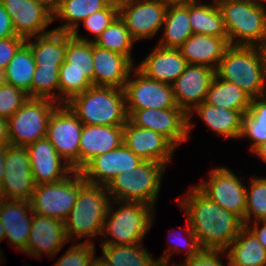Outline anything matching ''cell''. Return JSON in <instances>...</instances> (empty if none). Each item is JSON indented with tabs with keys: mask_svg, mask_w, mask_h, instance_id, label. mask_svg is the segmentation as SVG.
<instances>
[{
	"mask_svg": "<svg viewBox=\"0 0 266 266\" xmlns=\"http://www.w3.org/2000/svg\"><path fill=\"white\" fill-rule=\"evenodd\" d=\"M113 206L119 207L114 210ZM154 208L141 202L111 200L101 234L104 239L100 240V245L141 244L153 225Z\"/></svg>",
	"mask_w": 266,
	"mask_h": 266,
	"instance_id": "cell-2",
	"label": "cell"
},
{
	"mask_svg": "<svg viewBox=\"0 0 266 266\" xmlns=\"http://www.w3.org/2000/svg\"><path fill=\"white\" fill-rule=\"evenodd\" d=\"M227 255L225 250L201 249L195 256L184 260L178 266H228L222 261V256Z\"/></svg>",
	"mask_w": 266,
	"mask_h": 266,
	"instance_id": "cell-46",
	"label": "cell"
},
{
	"mask_svg": "<svg viewBox=\"0 0 266 266\" xmlns=\"http://www.w3.org/2000/svg\"><path fill=\"white\" fill-rule=\"evenodd\" d=\"M5 240V229L4 225L0 221V242Z\"/></svg>",
	"mask_w": 266,
	"mask_h": 266,
	"instance_id": "cell-59",
	"label": "cell"
},
{
	"mask_svg": "<svg viewBox=\"0 0 266 266\" xmlns=\"http://www.w3.org/2000/svg\"><path fill=\"white\" fill-rule=\"evenodd\" d=\"M102 257L111 266H159L158 259L152 258L142 244L101 245Z\"/></svg>",
	"mask_w": 266,
	"mask_h": 266,
	"instance_id": "cell-36",
	"label": "cell"
},
{
	"mask_svg": "<svg viewBox=\"0 0 266 266\" xmlns=\"http://www.w3.org/2000/svg\"><path fill=\"white\" fill-rule=\"evenodd\" d=\"M162 2H165L167 4H184L186 2H189L191 0H160Z\"/></svg>",
	"mask_w": 266,
	"mask_h": 266,
	"instance_id": "cell-58",
	"label": "cell"
},
{
	"mask_svg": "<svg viewBox=\"0 0 266 266\" xmlns=\"http://www.w3.org/2000/svg\"><path fill=\"white\" fill-rule=\"evenodd\" d=\"M246 188L245 224L266 220V176L250 178Z\"/></svg>",
	"mask_w": 266,
	"mask_h": 266,
	"instance_id": "cell-39",
	"label": "cell"
},
{
	"mask_svg": "<svg viewBox=\"0 0 266 266\" xmlns=\"http://www.w3.org/2000/svg\"><path fill=\"white\" fill-rule=\"evenodd\" d=\"M68 241L64 221L33 213L31 231L24 253L40 259L44 252L50 259L55 258Z\"/></svg>",
	"mask_w": 266,
	"mask_h": 266,
	"instance_id": "cell-19",
	"label": "cell"
},
{
	"mask_svg": "<svg viewBox=\"0 0 266 266\" xmlns=\"http://www.w3.org/2000/svg\"><path fill=\"white\" fill-rule=\"evenodd\" d=\"M261 223L262 227L259 226L261 225ZM244 225L247 226L254 233L259 242L266 249V220L255 221L252 223V225L250 224H244Z\"/></svg>",
	"mask_w": 266,
	"mask_h": 266,
	"instance_id": "cell-50",
	"label": "cell"
},
{
	"mask_svg": "<svg viewBox=\"0 0 266 266\" xmlns=\"http://www.w3.org/2000/svg\"><path fill=\"white\" fill-rule=\"evenodd\" d=\"M83 123L66 104H59L52 112L46 137L56 152L75 171H79V143Z\"/></svg>",
	"mask_w": 266,
	"mask_h": 266,
	"instance_id": "cell-11",
	"label": "cell"
},
{
	"mask_svg": "<svg viewBox=\"0 0 266 266\" xmlns=\"http://www.w3.org/2000/svg\"><path fill=\"white\" fill-rule=\"evenodd\" d=\"M1 256H2V250L0 249V264H1V262H2V258H1Z\"/></svg>",
	"mask_w": 266,
	"mask_h": 266,
	"instance_id": "cell-61",
	"label": "cell"
},
{
	"mask_svg": "<svg viewBox=\"0 0 266 266\" xmlns=\"http://www.w3.org/2000/svg\"><path fill=\"white\" fill-rule=\"evenodd\" d=\"M94 86L124 89L135 64L126 56L93 42Z\"/></svg>",
	"mask_w": 266,
	"mask_h": 266,
	"instance_id": "cell-23",
	"label": "cell"
},
{
	"mask_svg": "<svg viewBox=\"0 0 266 266\" xmlns=\"http://www.w3.org/2000/svg\"><path fill=\"white\" fill-rule=\"evenodd\" d=\"M215 76L236 84L251 98L266 95L263 55L257 46H232L224 52Z\"/></svg>",
	"mask_w": 266,
	"mask_h": 266,
	"instance_id": "cell-6",
	"label": "cell"
},
{
	"mask_svg": "<svg viewBox=\"0 0 266 266\" xmlns=\"http://www.w3.org/2000/svg\"><path fill=\"white\" fill-rule=\"evenodd\" d=\"M10 15L16 35L27 40L50 33L53 10L39 0H0Z\"/></svg>",
	"mask_w": 266,
	"mask_h": 266,
	"instance_id": "cell-15",
	"label": "cell"
},
{
	"mask_svg": "<svg viewBox=\"0 0 266 266\" xmlns=\"http://www.w3.org/2000/svg\"><path fill=\"white\" fill-rule=\"evenodd\" d=\"M259 49L263 55V63H264L265 74H266V42L260 45Z\"/></svg>",
	"mask_w": 266,
	"mask_h": 266,
	"instance_id": "cell-56",
	"label": "cell"
},
{
	"mask_svg": "<svg viewBox=\"0 0 266 266\" xmlns=\"http://www.w3.org/2000/svg\"><path fill=\"white\" fill-rule=\"evenodd\" d=\"M123 144V126L83 124L79 143V171L92 159Z\"/></svg>",
	"mask_w": 266,
	"mask_h": 266,
	"instance_id": "cell-24",
	"label": "cell"
},
{
	"mask_svg": "<svg viewBox=\"0 0 266 266\" xmlns=\"http://www.w3.org/2000/svg\"><path fill=\"white\" fill-rule=\"evenodd\" d=\"M228 43L257 46L266 42V5L261 0H216Z\"/></svg>",
	"mask_w": 266,
	"mask_h": 266,
	"instance_id": "cell-4",
	"label": "cell"
},
{
	"mask_svg": "<svg viewBox=\"0 0 266 266\" xmlns=\"http://www.w3.org/2000/svg\"><path fill=\"white\" fill-rule=\"evenodd\" d=\"M32 215L30 201L0 198V221L4 225L5 239L23 254L31 231Z\"/></svg>",
	"mask_w": 266,
	"mask_h": 266,
	"instance_id": "cell-22",
	"label": "cell"
},
{
	"mask_svg": "<svg viewBox=\"0 0 266 266\" xmlns=\"http://www.w3.org/2000/svg\"><path fill=\"white\" fill-rule=\"evenodd\" d=\"M229 46L228 38L193 34L178 49L188 64L216 69Z\"/></svg>",
	"mask_w": 266,
	"mask_h": 266,
	"instance_id": "cell-27",
	"label": "cell"
},
{
	"mask_svg": "<svg viewBox=\"0 0 266 266\" xmlns=\"http://www.w3.org/2000/svg\"><path fill=\"white\" fill-rule=\"evenodd\" d=\"M59 71L83 73L94 86L93 42L76 39L67 32L65 61Z\"/></svg>",
	"mask_w": 266,
	"mask_h": 266,
	"instance_id": "cell-35",
	"label": "cell"
},
{
	"mask_svg": "<svg viewBox=\"0 0 266 266\" xmlns=\"http://www.w3.org/2000/svg\"><path fill=\"white\" fill-rule=\"evenodd\" d=\"M93 243L81 242L72 244L53 266H91L96 248Z\"/></svg>",
	"mask_w": 266,
	"mask_h": 266,
	"instance_id": "cell-43",
	"label": "cell"
},
{
	"mask_svg": "<svg viewBox=\"0 0 266 266\" xmlns=\"http://www.w3.org/2000/svg\"><path fill=\"white\" fill-rule=\"evenodd\" d=\"M162 28L163 36L156 45L163 48L178 49L193 35L189 19V2L168 4Z\"/></svg>",
	"mask_w": 266,
	"mask_h": 266,
	"instance_id": "cell-29",
	"label": "cell"
},
{
	"mask_svg": "<svg viewBox=\"0 0 266 266\" xmlns=\"http://www.w3.org/2000/svg\"><path fill=\"white\" fill-rule=\"evenodd\" d=\"M66 105L83 124L123 126L128 120L122 88L91 86L72 97Z\"/></svg>",
	"mask_w": 266,
	"mask_h": 266,
	"instance_id": "cell-3",
	"label": "cell"
},
{
	"mask_svg": "<svg viewBox=\"0 0 266 266\" xmlns=\"http://www.w3.org/2000/svg\"><path fill=\"white\" fill-rule=\"evenodd\" d=\"M143 160L124 144L92 159L81 173L86 182L98 185L107 184L118 174L137 167Z\"/></svg>",
	"mask_w": 266,
	"mask_h": 266,
	"instance_id": "cell-21",
	"label": "cell"
},
{
	"mask_svg": "<svg viewBox=\"0 0 266 266\" xmlns=\"http://www.w3.org/2000/svg\"><path fill=\"white\" fill-rule=\"evenodd\" d=\"M36 66L31 83V98L50 99L59 104V68Z\"/></svg>",
	"mask_w": 266,
	"mask_h": 266,
	"instance_id": "cell-38",
	"label": "cell"
},
{
	"mask_svg": "<svg viewBox=\"0 0 266 266\" xmlns=\"http://www.w3.org/2000/svg\"><path fill=\"white\" fill-rule=\"evenodd\" d=\"M244 137L251 140L250 151L252 152L258 145L266 141V123L255 121L247 113H244L239 140Z\"/></svg>",
	"mask_w": 266,
	"mask_h": 266,
	"instance_id": "cell-45",
	"label": "cell"
},
{
	"mask_svg": "<svg viewBox=\"0 0 266 266\" xmlns=\"http://www.w3.org/2000/svg\"><path fill=\"white\" fill-rule=\"evenodd\" d=\"M252 153L266 163V141L258 145Z\"/></svg>",
	"mask_w": 266,
	"mask_h": 266,
	"instance_id": "cell-53",
	"label": "cell"
},
{
	"mask_svg": "<svg viewBox=\"0 0 266 266\" xmlns=\"http://www.w3.org/2000/svg\"><path fill=\"white\" fill-rule=\"evenodd\" d=\"M110 202L107 186L84 181L80 185L76 202L64 221L68 239L74 242L87 237L84 242L93 243V237H100Z\"/></svg>",
	"mask_w": 266,
	"mask_h": 266,
	"instance_id": "cell-5",
	"label": "cell"
},
{
	"mask_svg": "<svg viewBox=\"0 0 266 266\" xmlns=\"http://www.w3.org/2000/svg\"><path fill=\"white\" fill-rule=\"evenodd\" d=\"M0 145H10L8 136V120L0 117Z\"/></svg>",
	"mask_w": 266,
	"mask_h": 266,
	"instance_id": "cell-51",
	"label": "cell"
},
{
	"mask_svg": "<svg viewBox=\"0 0 266 266\" xmlns=\"http://www.w3.org/2000/svg\"><path fill=\"white\" fill-rule=\"evenodd\" d=\"M159 266H178L177 264H165V263H160Z\"/></svg>",
	"mask_w": 266,
	"mask_h": 266,
	"instance_id": "cell-60",
	"label": "cell"
},
{
	"mask_svg": "<svg viewBox=\"0 0 266 266\" xmlns=\"http://www.w3.org/2000/svg\"><path fill=\"white\" fill-rule=\"evenodd\" d=\"M188 224L186 225V227L183 228L184 232H186L187 236H180L183 238H179V234H176L175 237L173 236V238H171L172 236H169L168 239V244L169 246L165 249L164 253L161 255L160 258H158L159 263H165V264H170L171 262V257L173 256V254L175 252H186L185 254V259L190 258L195 256L200 250V246L198 245V242L196 240V236L193 233L192 229H191V225L189 224V221L187 220ZM174 232L175 229H173ZM172 234H174L172 232ZM181 235H182V231H181ZM178 238V239H177Z\"/></svg>",
	"mask_w": 266,
	"mask_h": 266,
	"instance_id": "cell-40",
	"label": "cell"
},
{
	"mask_svg": "<svg viewBox=\"0 0 266 266\" xmlns=\"http://www.w3.org/2000/svg\"><path fill=\"white\" fill-rule=\"evenodd\" d=\"M94 43L102 48L122 54L128 57L132 62V47L136 41L131 37L130 32L125 27L123 20L119 15L112 23L101 33Z\"/></svg>",
	"mask_w": 266,
	"mask_h": 266,
	"instance_id": "cell-37",
	"label": "cell"
},
{
	"mask_svg": "<svg viewBox=\"0 0 266 266\" xmlns=\"http://www.w3.org/2000/svg\"><path fill=\"white\" fill-rule=\"evenodd\" d=\"M2 82H3V81H2V78H1V75H0V85H1Z\"/></svg>",
	"mask_w": 266,
	"mask_h": 266,
	"instance_id": "cell-62",
	"label": "cell"
},
{
	"mask_svg": "<svg viewBox=\"0 0 266 266\" xmlns=\"http://www.w3.org/2000/svg\"><path fill=\"white\" fill-rule=\"evenodd\" d=\"M35 69L32 51L24 43L1 74V78L5 83L25 91L31 98V83Z\"/></svg>",
	"mask_w": 266,
	"mask_h": 266,
	"instance_id": "cell-33",
	"label": "cell"
},
{
	"mask_svg": "<svg viewBox=\"0 0 266 266\" xmlns=\"http://www.w3.org/2000/svg\"><path fill=\"white\" fill-rule=\"evenodd\" d=\"M91 266H111L104 257H94Z\"/></svg>",
	"mask_w": 266,
	"mask_h": 266,
	"instance_id": "cell-55",
	"label": "cell"
},
{
	"mask_svg": "<svg viewBox=\"0 0 266 266\" xmlns=\"http://www.w3.org/2000/svg\"><path fill=\"white\" fill-rule=\"evenodd\" d=\"M25 41L19 36L0 39V75Z\"/></svg>",
	"mask_w": 266,
	"mask_h": 266,
	"instance_id": "cell-47",
	"label": "cell"
},
{
	"mask_svg": "<svg viewBox=\"0 0 266 266\" xmlns=\"http://www.w3.org/2000/svg\"><path fill=\"white\" fill-rule=\"evenodd\" d=\"M209 175V180H201L196 186L213 202L240 217L245 224V177L239 178L225 166L211 169Z\"/></svg>",
	"mask_w": 266,
	"mask_h": 266,
	"instance_id": "cell-10",
	"label": "cell"
},
{
	"mask_svg": "<svg viewBox=\"0 0 266 266\" xmlns=\"http://www.w3.org/2000/svg\"><path fill=\"white\" fill-rule=\"evenodd\" d=\"M7 149H8V145H0V198H1L3 175L5 172L4 164H5V157H6Z\"/></svg>",
	"mask_w": 266,
	"mask_h": 266,
	"instance_id": "cell-52",
	"label": "cell"
},
{
	"mask_svg": "<svg viewBox=\"0 0 266 266\" xmlns=\"http://www.w3.org/2000/svg\"><path fill=\"white\" fill-rule=\"evenodd\" d=\"M176 201L201 249L226 251L245 226L240 217L213 202L196 185Z\"/></svg>",
	"mask_w": 266,
	"mask_h": 266,
	"instance_id": "cell-1",
	"label": "cell"
},
{
	"mask_svg": "<svg viewBox=\"0 0 266 266\" xmlns=\"http://www.w3.org/2000/svg\"><path fill=\"white\" fill-rule=\"evenodd\" d=\"M128 120L164 136L176 149L188 136V114L176 106L167 109H126Z\"/></svg>",
	"mask_w": 266,
	"mask_h": 266,
	"instance_id": "cell-12",
	"label": "cell"
},
{
	"mask_svg": "<svg viewBox=\"0 0 266 266\" xmlns=\"http://www.w3.org/2000/svg\"><path fill=\"white\" fill-rule=\"evenodd\" d=\"M246 113L255 121L266 123V95L252 98Z\"/></svg>",
	"mask_w": 266,
	"mask_h": 266,
	"instance_id": "cell-48",
	"label": "cell"
},
{
	"mask_svg": "<svg viewBox=\"0 0 266 266\" xmlns=\"http://www.w3.org/2000/svg\"><path fill=\"white\" fill-rule=\"evenodd\" d=\"M4 169L1 198L30 201L35 182L27 148L8 145Z\"/></svg>",
	"mask_w": 266,
	"mask_h": 266,
	"instance_id": "cell-14",
	"label": "cell"
},
{
	"mask_svg": "<svg viewBox=\"0 0 266 266\" xmlns=\"http://www.w3.org/2000/svg\"><path fill=\"white\" fill-rule=\"evenodd\" d=\"M189 1V19L193 34H204L218 38H228L222 13L216 0L209 3Z\"/></svg>",
	"mask_w": 266,
	"mask_h": 266,
	"instance_id": "cell-31",
	"label": "cell"
},
{
	"mask_svg": "<svg viewBox=\"0 0 266 266\" xmlns=\"http://www.w3.org/2000/svg\"><path fill=\"white\" fill-rule=\"evenodd\" d=\"M108 6L105 0H59L53 10V20L64 21L56 31L72 33L86 17Z\"/></svg>",
	"mask_w": 266,
	"mask_h": 266,
	"instance_id": "cell-32",
	"label": "cell"
},
{
	"mask_svg": "<svg viewBox=\"0 0 266 266\" xmlns=\"http://www.w3.org/2000/svg\"><path fill=\"white\" fill-rule=\"evenodd\" d=\"M226 252L228 266H266V249L247 226L241 229Z\"/></svg>",
	"mask_w": 266,
	"mask_h": 266,
	"instance_id": "cell-28",
	"label": "cell"
},
{
	"mask_svg": "<svg viewBox=\"0 0 266 266\" xmlns=\"http://www.w3.org/2000/svg\"><path fill=\"white\" fill-rule=\"evenodd\" d=\"M251 99L236 84L221 80L215 76L208 88L205 102L216 107L239 110L244 114L249 108Z\"/></svg>",
	"mask_w": 266,
	"mask_h": 266,
	"instance_id": "cell-34",
	"label": "cell"
},
{
	"mask_svg": "<svg viewBox=\"0 0 266 266\" xmlns=\"http://www.w3.org/2000/svg\"><path fill=\"white\" fill-rule=\"evenodd\" d=\"M84 181L81 171L74 170L60 181L35 185L30 199L33 213L65 221Z\"/></svg>",
	"mask_w": 266,
	"mask_h": 266,
	"instance_id": "cell-8",
	"label": "cell"
},
{
	"mask_svg": "<svg viewBox=\"0 0 266 266\" xmlns=\"http://www.w3.org/2000/svg\"><path fill=\"white\" fill-rule=\"evenodd\" d=\"M48 5L52 10L57 6L59 0H39Z\"/></svg>",
	"mask_w": 266,
	"mask_h": 266,
	"instance_id": "cell-57",
	"label": "cell"
},
{
	"mask_svg": "<svg viewBox=\"0 0 266 266\" xmlns=\"http://www.w3.org/2000/svg\"><path fill=\"white\" fill-rule=\"evenodd\" d=\"M196 115L212 132L225 139H239L241 133L242 116L239 110L226 109L207 104L205 101L197 105L188 113V136L196 126L192 122V116Z\"/></svg>",
	"mask_w": 266,
	"mask_h": 266,
	"instance_id": "cell-26",
	"label": "cell"
},
{
	"mask_svg": "<svg viewBox=\"0 0 266 266\" xmlns=\"http://www.w3.org/2000/svg\"><path fill=\"white\" fill-rule=\"evenodd\" d=\"M215 77V69L188 64L173 82L172 89L178 107L187 114L206 99L208 88Z\"/></svg>",
	"mask_w": 266,
	"mask_h": 266,
	"instance_id": "cell-18",
	"label": "cell"
},
{
	"mask_svg": "<svg viewBox=\"0 0 266 266\" xmlns=\"http://www.w3.org/2000/svg\"><path fill=\"white\" fill-rule=\"evenodd\" d=\"M16 32L12 19L0 2V39L15 37Z\"/></svg>",
	"mask_w": 266,
	"mask_h": 266,
	"instance_id": "cell-49",
	"label": "cell"
},
{
	"mask_svg": "<svg viewBox=\"0 0 266 266\" xmlns=\"http://www.w3.org/2000/svg\"><path fill=\"white\" fill-rule=\"evenodd\" d=\"M166 168L160 162L143 161L137 167L118 174L107 184L110 199L155 207Z\"/></svg>",
	"mask_w": 266,
	"mask_h": 266,
	"instance_id": "cell-7",
	"label": "cell"
},
{
	"mask_svg": "<svg viewBox=\"0 0 266 266\" xmlns=\"http://www.w3.org/2000/svg\"><path fill=\"white\" fill-rule=\"evenodd\" d=\"M118 15L119 10L108 5L105 9L86 17L81 23H83L86 31L95 36L94 39L81 36L78 28H76L71 34L76 39L94 42Z\"/></svg>",
	"mask_w": 266,
	"mask_h": 266,
	"instance_id": "cell-41",
	"label": "cell"
},
{
	"mask_svg": "<svg viewBox=\"0 0 266 266\" xmlns=\"http://www.w3.org/2000/svg\"><path fill=\"white\" fill-rule=\"evenodd\" d=\"M167 7L160 0H138L119 9V17L138 42L154 37L162 29Z\"/></svg>",
	"mask_w": 266,
	"mask_h": 266,
	"instance_id": "cell-16",
	"label": "cell"
},
{
	"mask_svg": "<svg viewBox=\"0 0 266 266\" xmlns=\"http://www.w3.org/2000/svg\"><path fill=\"white\" fill-rule=\"evenodd\" d=\"M58 105L50 99L29 98L8 119L10 145L26 147L45 138L49 118Z\"/></svg>",
	"mask_w": 266,
	"mask_h": 266,
	"instance_id": "cell-9",
	"label": "cell"
},
{
	"mask_svg": "<svg viewBox=\"0 0 266 266\" xmlns=\"http://www.w3.org/2000/svg\"><path fill=\"white\" fill-rule=\"evenodd\" d=\"M151 51L135 67L147 78L172 85L188 65L185 58L179 49L156 45Z\"/></svg>",
	"mask_w": 266,
	"mask_h": 266,
	"instance_id": "cell-25",
	"label": "cell"
},
{
	"mask_svg": "<svg viewBox=\"0 0 266 266\" xmlns=\"http://www.w3.org/2000/svg\"><path fill=\"white\" fill-rule=\"evenodd\" d=\"M105 1L108 5L115 7L119 10L123 6H126L130 3H133V2L138 1V0H105Z\"/></svg>",
	"mask_w": 266,
	"mask_h": 266,
	"instance_id": "cell-54",
	"label": "cell"
},
{
	"mask_svg": "<svg viewBox=\"0 0 266 266\" xmlns=\"http://www.w3.org/2000/svg\"><path fill=\"white\" fill-rule=\"evenodd\" d=\"M91 86L93 84L83 73L59 71V104H66L72 97Z\"/></svg>",
	"mask_w": 266,
	"mask_h": 266,
	"instance_id": "cell-42",
	"label": "cell"
},
{
	"mask_svg": "<svg viewBox=\"0 0 266 266\" xmlns=\"http://www.w3.org/2000/svg\"><path fill=\"white\" fill-rule=\"evenodd\" d=\"M29 98L25 91L3 81L0 85V117L8 120Z\"/></svg>",
	"mask_w": 266,
	"mask_h": 266,
	"instance_id": "cell-44",
	"label": "cell"
},
{
	"mask_svg": "<svg viewBox=\"0 0 266 266\" xmlns=\"http://www.w3.org/2000/svg\"><path fill=\"white\" fill-rule=\"evenodd\" d=\"M26 148L35 185L60 181L74 171L56 152L47 137L29 144Z\"/></svg>",
	"mask_w": 266,
	"mask_h": 266,
	"instance_id": "cell-20",
	"label": "cell"
},
{
	"mask_svg": "<svg viewBox=\"0 0 266 266\" xmlns=\"http://www.w3.org/2000/svg\"><path fill=\"white\" fill-rule=\"evenodd\" d=\"M27 39L36 66H61L65 61L67 48V32L53 30L50 33Z\"/></svg>",
	"mask_w": 266,
	"mask_h": 266,
	"instance_id": "cell-30",
	"label": "cell"
},
{
	"mask_svg": "<svg viewBox=\"0 0 266 266\" xmlns=\"http://www.w3.org/2000/svg\"><path fill=\"white\" fill-rule=\"evenodd\" d=\"M133 75V78L131 76ZM126 109H167L176 107L172 85L147 78L136 67L124 87Z\"/></svg>",
	"mask_w": 266,
	"mask_h": 266,
	"instance_id": "cell-13",
	"label": "cell"
},
{
	"mask_svg": "<svg viewBox=\"0 0 266 266\" xmlns=\"http://www.w3.org/2000/svg\"><path fill=\"white\" fill-rule=\"evenodd\" d=\"M123 144L143 161H156L166 167L176 148L153 130L137 127L129 120L123 125Z\"/></svg>",
	"mask_w": 266,
	"mask_h": 266,
	"instance_id": "cell-17",
	"label": "cell"
}]
</instances>
